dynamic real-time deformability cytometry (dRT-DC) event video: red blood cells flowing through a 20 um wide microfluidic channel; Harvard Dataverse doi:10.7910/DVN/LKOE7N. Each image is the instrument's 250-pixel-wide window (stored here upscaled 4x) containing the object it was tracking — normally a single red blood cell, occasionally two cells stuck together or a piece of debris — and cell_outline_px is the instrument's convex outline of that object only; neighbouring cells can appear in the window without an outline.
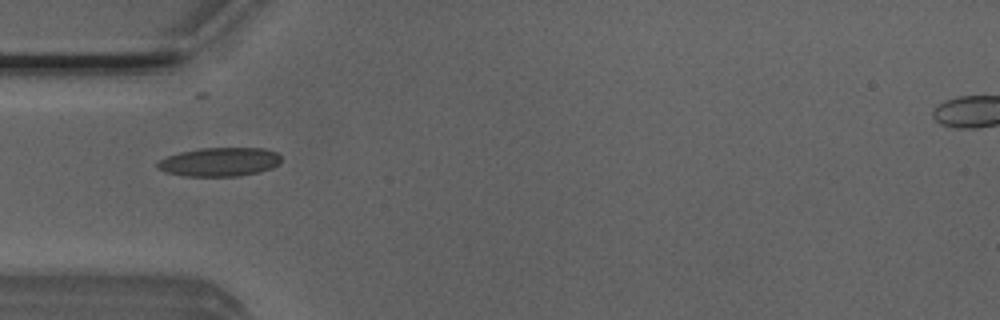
{"species": "Egyptian fruit bat (a non-hibernating species)", "species_latin": "Rousettus aegyptiacus", "temperature_condition": "room temperature", "stored_images_in_passage": 4, "camera_frame_rate_fps": 3000, "um_per_image_px": 0.085, "animal": {"sex": "male"}, "frame": {"image": 1, "passage_image": 1, "time_ms": 0.0, "image_size_px": [1000, 320], "cell_outline_px": [[280, 160], [272, 168], [260, 172], [236, 176], [184, 176], [164, 172], [156, 168], [156, 164], [160, 160], [168, 156], [180, 152], [200, 148], [264, 148], [276, 152], [280, 156]], "centroid_in_image_um": [18.63, 13.76], "position_along_channel_um": 66.4, "area_um2": 20.75}}